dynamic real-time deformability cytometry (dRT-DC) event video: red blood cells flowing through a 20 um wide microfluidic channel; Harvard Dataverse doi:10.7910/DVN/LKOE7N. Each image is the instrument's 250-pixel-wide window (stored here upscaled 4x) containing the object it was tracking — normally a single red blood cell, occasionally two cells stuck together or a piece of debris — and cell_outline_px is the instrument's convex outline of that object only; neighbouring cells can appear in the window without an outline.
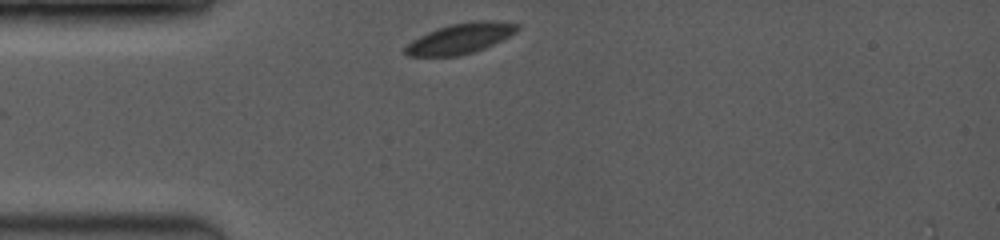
{"species": "common noctule bat (a hibernating species)", "species_latin": "Nyctalus noctula", "temperature_condition": "room temperature", "stored_images_in_passage": 33, "camera_frame_rate_fps": 3500, "um_per_image_px": 0.085, "animal": {"sex": "female", "body_mass_g": 19.0, "forearm_length_mm": 53.3}, "frame": {"image": 1, "passage_image": 1, "time_ms": 0.0, "image_size_px": [1000, 240], "cell_outline_px": [[520, 28], [516, 32], [484, 48], [472, 52], [456, 56], [408, 56], [404, 52], [404, 48], [412, 40], [428, 32], [452, 24], [476, 20], [492, 20], [520, 24]], "centroid_in_image_um": [39.14, 3.26], "position_along_channel_um": 45.9, "area_um2": 19.54}}
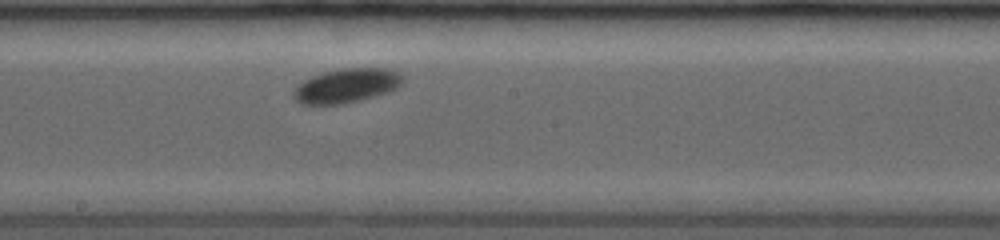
{"frame": {"image": 2, "passage_image": 16, "time_ms": 4.857, "image_size_px": [1000, 240], "cell_outline_px": [[404, 80], [396, 88], [388, 92], [360, 100], [340, 104], [300, 104], [292, 96], [292, 92], [304, 80], [312, 76], [340, 68], [384, 68], [400, 72]], "centroid_in_image_um": [29.46, 7.28], "position_along_channel_um": 218.7, "area_um2": 21.62}}
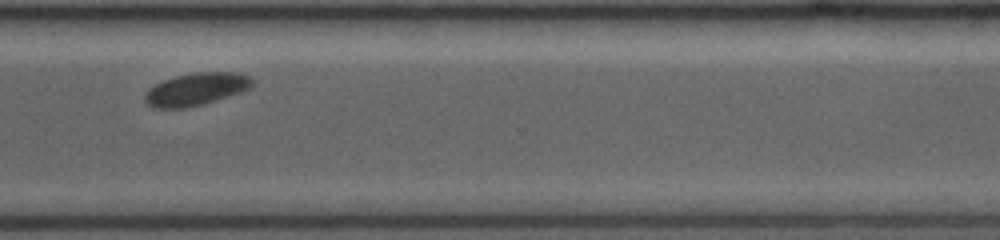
{"frame": {"image": 3, "passage_image": 32, "time_ms": 8.286, "image_size_px": [1000, 240], "cell_outline_px": [[256, 84], [240, 92], [204, 104], [184, 108], [152, 108], [144, 100], [144, 96], [156, 84], [164, 80], [176, 76], [196, 72], [236, 72], [248, 76], [256, 80]], "centroid_in_image_um": [16.71, 7.58], "position_along_channel_um": 353.9, "area_um2": 20.23}}